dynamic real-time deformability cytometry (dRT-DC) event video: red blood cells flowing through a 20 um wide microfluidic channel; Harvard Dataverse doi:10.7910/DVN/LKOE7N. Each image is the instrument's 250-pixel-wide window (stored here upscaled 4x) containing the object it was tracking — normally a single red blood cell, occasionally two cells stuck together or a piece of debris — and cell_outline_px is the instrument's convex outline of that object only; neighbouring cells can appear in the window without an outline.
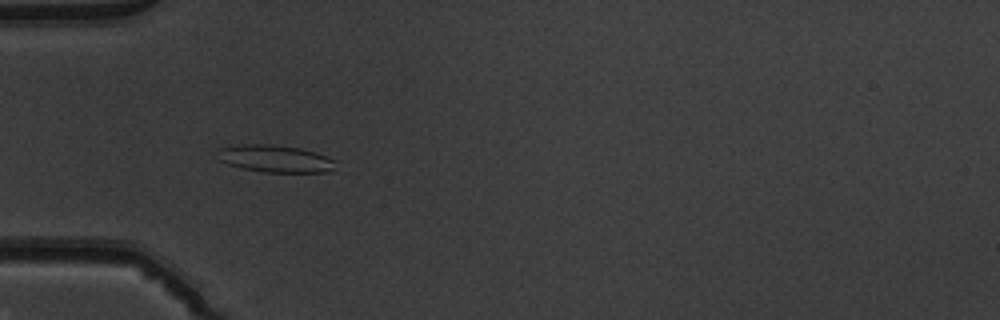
{"species": "common noctule bat (a hibernating species)", "species_latin": "Nyctalus noctula", "temperature_condition": "warm", "stored_images_in_passage": 38, "camera_frame_rate_fps": 3000, "um_per_image_px": 0.085, "animal": {"sex": "male", "body_mass_g": 19.5, "forearm_length_mm": 54.6}, "frame": {"image": 1, "passage_image": 3, "time_ms": 0.667, "image_size_px": [1000, 320], "cell_outline_px": [[336, 160], [332, 168], [328, 172], [264, 172], [240, 168], [228, 164], [220, 160], [216, 148], [244, 144], [268, 144], [300, 148], [316, 152]], "centroid_in_image_um": [23.36, 13.48], "position_along_channel_um": 61.6, "area_um2": 18.73}}
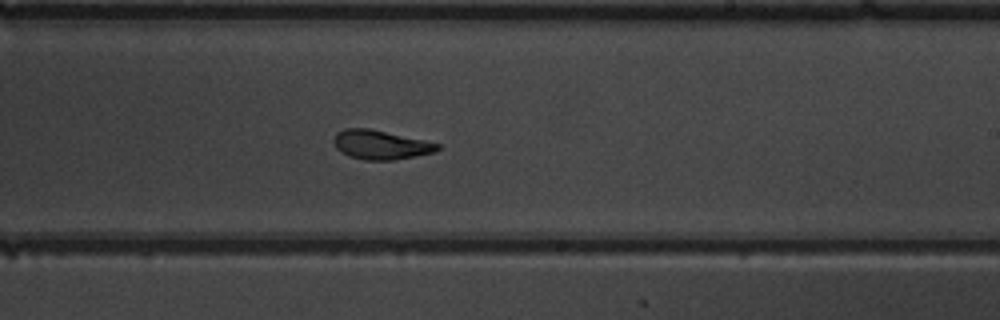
{"frame": {"image": 2, "passage_image": 18, "time_ms": 5.667, "image_size_px": [1000, 320], "cell_outline_px": [[440, 148], [436, 152], [396, 160], [364, 160], [348, 156], [340, 152], [336, 148], [332, 140], [336, 132], [344, 128], [368, 128], [424, 140], [440, 144]], "centroid_in_image_um": [32.33, 12.31], "position_along_channel_um": 256.7, "area_um2": 17.8}}
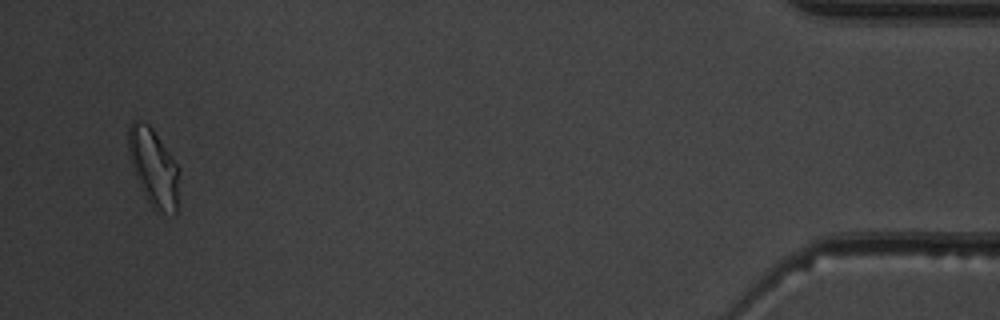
{"frame": {"image": 3, "passage_image": 36, "time_ms": 11.667, "image_size_px": [1000, 320], "cell_outline_px": [[180, 168], [176, 212], [156, 212], [152, 208], [132, 172], [128, 152], [128, 124], [132, 120], [140, 120], [148, 124], [152, 128]], "centroid_in_image_um": [13.03, 14.21], "position_along_channel_um": 422.2, "area_um2": 23.24}, "authors_computed_cell_mechanics": {"area_um2": 18.207, "velocity_mm_per_s": 3.9848, "shape_relaxation_time_tau1_ms": 5.6844, "shape_relaxation_time_tau2_ms": 1.4442, "deformation_change_tau1": 0.1849, "deformation_change_tau2": 0.0818}}